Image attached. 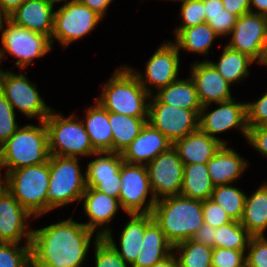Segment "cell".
Listing matches in <instances>:
<instances>
[{
	"instance_id": "6da1fadb",
	"label": "cell",
	"mask_w": 267,
	"mask_h": 267,
	"mask_svg": "<svg viewBox=\"0 0 267 267\" xmlns=\"http://www.w3.org/2000/svg\"><path fill=\"white\" fill-rule=\"evenodd\" d=\"M93 234L72 218L32 230V267H82Z\"/></svg>"
},
{
	"instance_id": "7a4b0ae2",
	"label": "cell",
	"mask_w": 267,
	"mask_h": 267,
	"mask_svg": "<svg viewBox=\"0 0 267 267\" xmlns=\"http://www.w3.org/2000/svg\"><path fill=\"white\" fill-rule=\"evenodd\" d=\"M152 215L167 241L175 246L190 240L203 225V201L182 195L160 198L154 205Z\"/></svg>"
},
{
	"instance_id": "3957f363",
	"label": "cell",
	"mask_w": 267,
	"mask_h": 267,
	"mask_svg": "<svg viewBox=\"0 0 267 267\" xmlns=\"http://www.w3.org/2000/svg\"><path fill=\"white\" fill-rule=\"evenodd\" d=\"M103 89L100 98L95 99L108 112L131 117H148V99L151 94L140 84L128 66L117 68Z\"/></svg>"
},
{
	"instance_id": "277c9868",
	"label": "cell",
	"mask_w": 267,
	"mask_h": 267,
	"mask_svg": "<svg viewBox=\"0 0 267 267\" xmlns=\"http://www.w3.org/2000/svg\"><path fill=\"white\" fill-rule=\"evenodd\" d=\"M49 157L48 131L45 122L40 121V126L18 127L0 147V168H7L6 175L11 170L47 162Z\"/></svg>"
},
{
	"instance_id": "5b68a950",
	"label": "cell",
	"mask_w": 267,
	"mask_h": 267,
	"mask_svg": "<svg viewBox=\"0 0 267 267\" xmlns=\"http://www.w3.org/2000/svg\"><path fill=\"white\" fill-rule=\"evenodd\" d=\"M49 187L46 192V213L71 202L81 201L86 190V175L81 173L78 157L50 155Z\"/></svg>"
},
{
	"instance_id": "8992f818",
	"label": "cell",
	"mask_w": 267,
	"mask_h": 267,
	"mask_svg": "<svg viewBox=\"0 0 267 267\" xmlns=\"http://www.w3.org/2000/svg\"><path fill=\"white\" fill-rule=\"evenodd\" d=\"M49 162L11 170L6 174L7 190L34 218L46 213Z\"/></svg>"
},
{
	"instance_id": "52a82bcc",
	"label": "cell",
	"mask_w": 267,
	"mask_h": 267,
	"mask_svg": "<svg viewBox=\"0 0 267 267\" xmlns=\"http://www.w3.org/2000/svg\"><path fill=\"white\" fill-rule=\"evenodd\" d=\"M51 110L44 120L48 131L50 155L62 157L93 156L97 151L91 145L82 120L75 114L64 117ZM76 119V120H75Z\"/></svg>"
},
{
	"instance_id": "ba28073f",
	"label": "cell",
	"mask_w": 267,
	"mask_h": 267,
	"mask_svg": "<svg viewBox=\"0 0 267 267\" xmlns=\"http://www.w3.org/2000/svg\"><path fill=\"white\" fill-rule=\"evenodd\" d=\"M5 24L0 29L3 45L0 48V65L6 53H9L18 59L15 66L24 70L34 59L46 55L51 50L52 43L48 36L18 26L9 19Z\"/></svg>"
},
{
	"instance_id": "9c48e42d",
	"label": "cell",
	"mask_w": 267,
	"mask_h": 267,
	"mask_svg": "<svg viewBox=\"0 0 267 267\" xmlns=\"http://www.w3.org/2000/svg\"><path fill=\"white\" fill-rule=\"evenodd\" d=\"M36 88L25 75L0 69V91L13 109H19L29 118L38 117L40 122L49 116L52 108L46 105Z\"/></svg>"
},
{
	"instance_id": "30bf717a",
	"label": "cell",
	"mask_w": 267,
	"mask_h": 267,
	"mask_svg": "<svg viewBox=\"0 0 267 267\" xmlns=\"http://www.w3.org/2000/svg\"><path fill=\"white\" fill-rule=\"evenodd\" d=\"M101 19L99 14L77 0L64 4L55 11L51 43H54V37L63 47L68 46L89 34Z\"/></svg>"
},
{
	"instance_id": "8fae6325",
	"label": "cell",
	"mask_w": 267,
	"mask_h": 267,
	"mask_svg": "<svg viewBox=\"0 0 267 267\" xmlns=\"http://www.w3.org/2000/svg\"><path fill=\"white\" fill-rule=\"evenodd\" d=\"M153 94L149 100L148 123L172 143L199 129L200 110H190L161 103Z\"/></svg>"
},
{
	"instance_id": "7c38bea8",
	"label": "cell",
	"mask_w": 267,
	"mask_h": 267,
	"mask_svg": "<svg viewBox=\"0 0 267 267\" xmlns=\"http://www.w3.org/2000/svg\"><path fill=\"white\" fill-rule=\"evenodd\" d=\"M120 182L119 201L125 213H152L157 200L151 194L153 192L145 164L123 162L120 169ZM149 193L150 200L145 204Z\"/></svg>"
},
{
	"instance_id": "4fadbf2b",
	"label": "cell",
	"mask_w": 267,
	"mask_h": 267,
	"mask_svg": "<svg viewBox=\"0 0 267 267\" xmlns=\"http://www.w3.org/2000/svg\"><path fill=\"white\" fill-rule=\"evenodd\" d=\"M150 180L152 195L156 200L180 195L184 164L176 149L171 146L145 165Z\"/></svg>"
},
{
	"instance_id": "5bb4252c",
	"label": "cell",
	"mask_w": 267,
	"mask_h": 267,
	"mask_svg": "<svg viewBox=\"0 0 267 267\" xmlns=\"http://www.w3.org/2000/svg\"><path fill=\"white\" fill-rule=\"evenodd\" d=\"M179 63L178 47L172 41H165L146 63L145 77L142 73L135 72L131 67L129 68L135 73L145 90L152 95L151 87L154 86L158 90L178 80ZM148 85H151V87Z\"/></svg>"
},
{
	"instance_id": "9a60e30c",
	"label": "cell",
	"mask_w": 267,
	"mask_h": 267,
	"mask_svg": "<svg viewBox=\"0 0 267 267\" xmlns=\"http://www.w3.org/2000/svg\"><path fill=\"white\" fill-rule=\"evenodd\" d=\"M235 98L218 103L219 107L208 113L209 105L202 106L199 113V129L210 137L217 139L223 145L227 142L219 139L215 134L232 128H239L247 138V113L246 103L235 102Z\"/></svg>"
},
{
	"instance_id": "2e32d148",
	"label": "cell",
	"mask_w": 267,
	"mask_h": 267,
	"mask_svg": "<svg viewBox=\"0 0 267 267\" xmlns=\"http://www.w3.org/2000/svg\"><path fill=\"white\" fill-rule=\"evenodd\" d=\"M230 35V41L226 44L229 48L257 61L267 36V17L252 12L245 13L237 18Z\"/></svg>"
},
{
	"instance_id": "e0dca14e",
	"label": "cell",
	"mask_w": 267,
	"mask_h": 267,
	"mask_svg": "<svg viewBox=\"0 0 267 267\" xmlns=\"http://www.w3.org/2000/svg\"><path fill=\"white\" fill-rule=\"evenodd\" d=\"M32 215L6 190L0 197V242L17 243L25 237L31 244L32 230L26 220Z\"/></svg>"
},
{
	"instance_id": "ac0fdd59",
	"label": "cell",
	"mask_w": 267,
	"mask_h": 267,
	"mask_svg": "<svg viewBox=\"0 0 267 267\" xmlns=\"http://www.w3.org/2000/svg\"><path fill=\"white\" fill-rule=\"evenodd\" d=\"M190 78L195 84L197 95L202 106L212 102L218 104L233 99L231 84L226 81L215 67L208 61L191 64Z\"/></svg>"
},
{
	"instance_id": "d6986e66",
	"label": "cell",
	"mask_w": 267,
	"mask_h": 267,
	"mask_svg": "<svg viewBox=\"0 0 267 267\" xmlns=\"http://www.w3.org/2000/svg\"><path fill=\"white\" fill-rule=\"evenodd\" d=\"M171 146L173 143L162 132L146 122L121 156L126 163L146 165Z\"/></svg>"
},
{
	"instance_id": "ffe728a7",
	"label": "cell",
	"mask_w": 267,
	"mask_h": 267,
	"mask_svg": "<svg viewBox=\"0 0 267 267\" xmlns=\"http://www.w3.org/2000/svg\"><path fill=\"white\" fill-rule=\"evenodd\" d=\"M81 200H83V210L90 220L88 223H83L84 226L95 233L98 226L101 228L106 225L102 231L97 230V235L104 237L110 231L109 222L119 208H122L119 199L86 187Z\"/></svg>"
},
{
	"instance_id": "44dd1931",
	"label": "cell",
	"mask_w": 267,
	"mask_h": 267,
	"mask_svg": "<svg viewBox=\"0 0 267 267\" xmlns=\"http://www.w3.org/2000/svg\"><path fill=\"white\" fill-rule=\"evenodd\" d=\"M131 218L124 226L121 235L119 246L117 247L113 240L111 230L103 237L119 254V256L129 264V267L134 263L138 253L142 247L145 228L154 220L152 213H133L128 214Z\"/></svg>"
},
{
	"instance_id": "7402d4cb",
	"label": "cell",
	"mask_w": 267,
	"mask_h": 267,
	"mask_svg": "<svg viewBox=\"0 0 267 267\" xmlns=\"http://www.w3.org/2000/svg\"><path fill=\"white\" fill-rule=\"evenodd\" d=\"M54 7L44 0H25L8 19L14 24L48 36L51 39L54 26Z\"/></svg>"
},
{
	"instance_id": "603a6c76",
	"label": "cell",
	"mask_w": 267,
	"mask_h": 267,
	"mask_svg": "<svg viewBox=\"0 0 267 267\" xmlns=\"http://www.w3.org/2000/svg\"><path fill=\"white\" fill-rule=\"evenodd\" d=\"M222 146L220 141L200 129L173 143L184 165L207 163Z\"/></svg>"
},
{
	"instance_id": "cb8c5ba5",
	"label": "cell",
	"mask_w": 267,
	"mask_h": 267,
	"mask_svg": "<svg viewBox=\"0 0 267 267\" xmlns=\"http://www.w3.org/2000/svg\"><path fill=\"white\" fill-rule=\"evenodd\" d=\"M244 160L235 150L223 145L219 151L207 162L209 177L214 186L231 184L237 180L246 167Z\"/></svg>"
},
{
	"instance_id": "d4e9b609",
	"label": "cell",
	"mask_w": 267,
	"mask_h": 267,
	"mask_svg": "<svg viewBox=\"0 0 267 267\" xmlns=\"http://www.w3.org/2000/svg\"><path fill=\"white\" fill-rule=\"evenodd\" d=\"M141 249L130 267H152L173 252V246L154 220L145 228Z\"/></svg>"
},
{
	"instance_id": "484cf974",
	"label": "cell",
	"mask_w": 267,
	"mask_h": 267,
	"mask_svg": "<svg viewBox=\"0 0 267 267\" xmlns=\"http://www.w3.org/2000/svg\"><path fill=\"white\" fill-rule=\"evenodd\" d=\"M91 145L97 152H112V130L109 124V112L97 101L86 110L83 120Z\"/></svg>"
},
{
	"instance_id": "4316f807",
	"label": "cell",
	"mask_w": 267,
	"mask_h": 267,
	"mask_svg": "<svg viewBox=\"0 0 267 267\" xmlns=\"http://www.w3.org/2000/svg\"><path fill=\"white\" fill-rule=\"evenodd\" d=\"M241 225L253 236H264L267 229V182L246 195Z\"/></svg>"
},
{
	"instance_id": "83f0119b",
	"label": "cell",
	"mask_w": 267,
	"mask_h": 267,
	"mask_svg": "<svg viewBox=\"0 0 267 267\" xmlns=\"http://www.w3.org/2000/svg\"><path fill=\"white\" fill-rule=\"evenodd\" d=\"M156 93L154 96L161 103L190 110L202 109L195 84L191 78L178 79L158 89Z\"/></svg>"
},
{
	"instance_id": "f1b7e54d",
	"label": "cell",
	"mask_w": 267,
	"mask_h": 267,
	"mask_svg": "<svg viewBox=\"0 0 267 267\" xmlns=\"http://www.w3.org/2000/svg\"><path fill=\"white\" fill-rule=\"evenodd\" d=\"M214 187L207 163L184 165L180 195L204 201L211 198Z\"/></svg>"
},
{
	"instance_id": "f546056e",
	"label": "cell",
	"mask_w": 267,
	"mask_h": 267,
	"mask_svg": "<svg viewBox=\"0 0 267 267\" xmlns=\"http://www.w3.org/2000/svg\"><path fill=\"white\" fill-rule=\"evenodd\" d=\"M148 117H131L109 112V124L112 130V152L122 153L139 135Z\"/></svg>"
},
{
	"instance_id": "4dcf8cb0",
	"label": "cell",
	"mask_w": 267,
	"mask_h": 267,
	"mask_svg": "<svg viewBox=\"0 0 267 267\" xmlns=\"http://www.w3.org/2000/svg\"><path fill=\"white\" fill-rule=\"evenodd\" d=\"M208 61L231 85L235 82L239 83L244 77L249 76V65L255 62L247 54L235 51L227 45L224 46L218 62Z\"/></svg>"
},
{
	"instance_id": "1f68e13d",
	"label": "cell",
	"mask_w": 267,
	"mask_h": 267,
	"mask_svg": "<svg viewBox=\"0 0 267 267\" xmlns=\"http://www.w3.org/2000/svg\"><path fill=\"white\" fill-rule=\"evenodd\" d=\"M219 37L213 28L207 23L182 29L175 39L178 50H186L198 54H206L211 48L213 41Z\"/></svg>"
},
{
	"instance_id": "d6a6232c",
	"label": "cell",
	"mask_w": 267,
	"mask_h": 267,
	"mask_svg": "<svg viewBox=\"0 0 267 267\" xmlns=\"http://www.w3.org/2000/svg\"><path fill=\"white\" fill-rule=\"evenodd\" d=\"M178 252L179 267H211L213 248L193 240H186L173 246Z\"/></svg>"
},
{
	"instance_id": "836d02e7",
	"label": "cell",
	"mask_w": 267,
	"mask_h": 267,
	"mask_svg": "<svg viewBox=\"0 0 267 267\" xmlns=\"http://www.w3.org/2000/svg\"><path fill=\"white\" fill-rule=\"evenodd\" d=\"M246 194L230 184L215 186L211 200L220 205L233 221L240 222L245 204Z\"/></svg>"
},
{
	"instance_id": "e575fe53",
	"label": "cell",
	"mask_w": 267,
	"mask_h": 267,
	"mask_svg": "<svg viewBox=\"0 0 267 267\" xmlns=\"http://www.w3.org/2000/svg\"><path fill=\"white\" fill-rule=\"evenodd\" d=\"M251 237L240 222L232 221L216 228L215 247L246 252Z\"/></svg>"
},
{
	"instance_id": "d590c367",
	"label": "cell",
	"mask_w": 267,
	"mask_h": 267,
	"mask_svg": "<svg viewBox=\"0 0 267 267\" xmlns=\"http://www.w3.org/2000/svg\"><path fill=\"white\" fill-rule=\"evenodd\" d=\"M95 155H98V158L91 160L87 165L86 178L115 177L124 162L121 153L101 151L95 153Z\"/></svg>"
},
{
	"instance_id": "8d00e7d4",
	"label": "cell",
	"mask_w": 267,
	"mask_h": 267,
	"mask_svg": "<svg viewBox=\"0 0 267 267\" xmlns=\"http://www.w3.org/2000/svg\"><path fill=\"white\" fill-rule=\"evenodd\" d=\"M0 242V267H32L31 244Z\"/></svg>"
},
{
	"instance_id": "74e56055",
	"label": "cell",
	"mask_w": 267,
	"mask_h": 267,
	"mask_svg": "<svg viewBox=\"0 0 267 267\" xmlns=\"http://www.w3.org/2000/svg\"><path fill=\"white\" fill-rule=\"evenodd\" d=\"M203 0H185L181 4L180 15L182 25L175 29V36L184 28L194 27L206 22Z\"/></svg>"
},
{
	"instance_id": "f35d334b",
	"label": "cell",
	"mask_w": 267,
	"mask_h": 267,
	"mask_svg": "<svg viewBox=\"0 0 267 267\" xmlns=\"http://www.w3.org/2000/svg\"><path fill=\"white\" fill-rule=\"evenodd\" d=\"M94 240L95 267H127V263L103 237L96 234Z\"/></svg>"
},
{
	"instance_id": "ab89813d",
	"label": "cell",
	"mask_w": 267,
	"mask_h": 267,
	"mask_svg": "<svg viewBox=\"0 0 267 267\" xmlns=\"http://www.w3.org/2000/svg\"><path fill=\"white\" fill-rule=\"evenodd\" d=\"M15 110L0 91V147L16 132Z\"/></svg>"
},
{
	"instance_id": "60d3db41",
	"label": "cell",
	"mask_w": 267,
	"mask_h": 267,
	"mask_svg": "<svg viewBox=\"0 0 267 267\" xmlns=\"http://www.w3.org/2000/svg\"><path fill=\"white\" fill-rule=\"evenodd\" d=\"M247 250L246 267H267V238L265 236L251 237Z\"/></svg>"
},
{
	"instance_id": "b9f144b4",
	"label": "cell",
	"mask_w": 267,
	"mask_h": 267,
	"mask_svg": "<svg viewBox=\"0 0 267 267\" xmlns=\"http://www.w3.org/2000/svg\"><path fill=\"white\" fill-rule=\"evenodd\" d=\"M214 267H246L245 252L215 247L212 252Z\"/></svg>"
},
{
	"instance_id": "7bdbcfd3",
	"label": "cell",
	"mask_w": 267,
	"mask_h": 267,
	"mask_svg": "<svg viewBox=\"0 0 267 267\" xmlns=\"http://www.w3.org/2000/svg\"><path fill=\"white\" fill-rule=\"evenodd\" d=\"M203 218L204 223L214 228H218L233 221L226 211L211 199L203 201Z\"/></svg>"
},
{
	"instance_id": "ee69618b",
	"label": "cell",
	"mask_w": 267,
	"mask_h": 267,
	"mask_svg": "<svg viewBox=\"0 0 267 267\" xmlns=\"http://www.w3.org/2000/svg\"><path fill=\"white\" fill-rule=\"evenodd\" d=\"M247 126H264L267 123V92L255 102H246Z\"/></svg>"
},
{
	"instance_id": "f6af8a7d",
	"label": "cell",
	"mask_w": 267,
	"mask_h": 267,
	"mask_svg": "<svg viewBox=\"0 0 267 267\" xmlns=\"http://www.w3.org/2000/svg\"><path fill=\"white\" fill-rule=\"evenodd\" d=\"M206 22L213 28L219 37L223 35L230 36L233 30L237 17L227 10H223L222 13L217 14H205Z\"/></svg>"
},
{
	"instance_id": "bcb514c9",
	"label": "cell",
	"mask_w": 267,
	"mask_h": 267,
	"mask_svg": "<svg viewBox=\"0 0 267 267\" xmlns=\"http://www.w3.org/2000/svg\"><path fill=\"white\" fill-rule=\"evenodd\" d=\"M86 186L119 199L121 187L120 170L115 174V177L86 178Z\"/></svg>"
},
{
	"instance_id": "7dc6e473",
	"label": "cell",
	"mask_w": 267,
	"mask_h": 267,
	"mask_svg": "<svg viewBox=\"0 0 267 267\" xmlns=\"http://www.w3.org/2000/svg\"><path fill=\"white\" fill-rule=\"evenodd\" d=\"M246 139L253 148L267 157V128L265 126L248 127Z\"/></svg>"
},
{
	"instance_id": "c3c4849f",
	"label": "cell",
	"mask_w": 267,
	"mask_h": 267,
	"mask_svg": "<svg viewBox=\"0 0 267 267\" xmlns=\"http://www.w3.org/2000/svg\"><path fill=\"white\" fill-rule=\"evenodd\" d=\"M215 231L216 228L203 223L199 230L193 235L191 240L215 248Z\"/></svg>"
},
{
	"instance_id": "681fc988",
	"label": "cell",
	"mask_w": 267,
	"mask_h": 267,
	"mask_svg": "<svg viewBox=\"0 0 267 267\" xmlns=\"http://www.w3.org/2000/svg\"><path fill=\"white\" fill-rule=\"evenodd\" d=\"M224 9L237 18L250 12V0H222Z\"/></svg>"
},
{
	"instance_id": "f907efd6",
	"label": "cell",
	"mask_w": 267,
	"mask_h": 267,
	"mask_svg": "<svg viewBox=\"0 0 267 267\" xmlns=\"http://www.w3.org/2000/svg\"><path fill=\"white\" fill-rule=\"evenodd\" d=\"M79 3L86 5L102 18L106 16L107 7L111 4L112 0H77Z\"/></svg>"
},
{
	"instance_id": "816d5d0a",
	"label": "cell",
	"mask_w": 267,
	"mask_h": 267,
	"mask_svg": "<svg viewBox=\"0 0 267 267\" xmlns=\"http://www.w3.org/2000/svg\"><path fill=\"white\" fill-rule=\"evenodd\" d=\"M24 2H25V0H0V9L7 16H10Z\"/></svg>"
},
{
	"instance_id": "f5cc1de1",
	"label": "cell",
	"mask_w": 267,
	"mask_h": 267,
	"mask_svg": "<svg viewBox=\"0 0 267 267\" xmlns=\"http://www.w3.org/2000/svg\"><path fill=\"white\" fill-rule=\"evenodd\" d=\"M205 7V14H217L222 13L224 10V4L222 0H203Z\"/></svg>"
},
{
	"instance_id": "db71d44e",
	"label": "cell",
	"mask_w": 267,
	"mask_h": 267,
	"mask_svg": "<svg viewBox=\"0 0 267 267\" xmlns=\"http://www.w3.org/2000/svg\"><path fill=\"white\" fill-rule=\"evenodd\" d=\"M252 7L257 11H253ZM250 12L267 17V0H250Z\"/></svg>"
},
{
	"instance_id": "11a10c76",
	"label": "cell",
	"mask_w": 267,
	"mask_h": 267,
	"mask_svg": "<svg viewBox=\"0 0 267 267\" xmlns=\"http://www.w3.org/2000/svg\"><path fill=\"white\" fill-rule=\"evenodd\" d=\"M152 267H179L176 254L172 252L168 257L158 263H155Z\"/></svg>"
},
{
	"instance_id": "9f6ffc18",
	"label": "cell",
	"mask_w": 267,
	"mask_h": 267,
	"mask_svg": "<svg viewBox=\"0 0 267 267\" xmlns=\"http://www.w3.org/2000/svg\"><path fill=\"white\" fill-rule=\"evenodd\" d=\"M257 63L259 64H264L267 66V36L265 38V40L263 41V45H262V48H261V53H260V56L257 60Z\"/></svg>"
},
{
	"instance_id": "6f0895ef",
	"label": "cell",
	"mask_w": 267,
	"mask_h": 267,
	"mask_svg": "<svg viewBox=\"0 0 267 267\" xmlns=\"http://www.w3.org/2000/svg\"><path fill=\"white\" fill-rule=\"evenodd\" d=\"M0 171H1V169H0ZM4 176H5V178L0 173V197L7 190V178H6L5 174H4Z\"/></svg>"
},
{
	"instance_id": "680465c9",
	"label": "cell",
	"mask_w": 267,
	"mask_h": 267,
	"mask_svg": "<svg viewBox=\"0 0 267 267\" xmlns=\"http://www.w3.org/2000/svg\"><path fill=\"white\" fill-rule=\"evenodd\" d=\"M45 2H47L50 6H52V7H54V5L56 4V3H59V2H65L64 4L66 5L67 3H69V2H72V1H75V0H69V1H67V0H44Z\"/></svg>"
},
{
	"instance_id": "91938a15",
	"label": "cell",
	"mask_w": 267,
	"mask_h": 267,
	"mask_svg": "<svg viewBox=\"0 0 267 267\" xmlns=\"http://www.w3.org/2000/svg\"><path fill=\"white\" fill-rule=\"evenodd\" d=\"M8 19V16L0 9V29L2 28L4 22Z\"/></svg>"
}]
</instances>
